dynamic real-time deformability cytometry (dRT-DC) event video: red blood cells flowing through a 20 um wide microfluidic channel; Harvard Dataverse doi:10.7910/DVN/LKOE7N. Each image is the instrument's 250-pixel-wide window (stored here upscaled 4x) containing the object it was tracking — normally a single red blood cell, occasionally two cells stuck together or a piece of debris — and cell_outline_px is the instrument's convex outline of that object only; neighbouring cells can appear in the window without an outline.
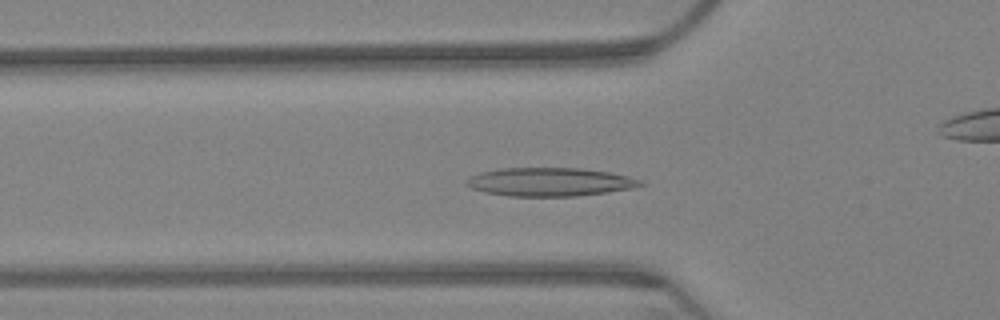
{"species": "Egyptian fruit bat (a non-hibernating species)", "species_latin": "Rousettus aegyptiacus", "temperature_condition": "warm", "stored_images_in_passage": 66, "camera_frame_rate_fps": 3000, "um_per_image_px": 0.085, "animal": {"sex": "female"}, "frame": {"image": 1, "passage_image": 22, "time_ms": 7.0, "image_size_px": [1000, 320], "cell_outline_px": [[644, 184], [636, 188], [576, 196], [508, 196], [484, 192], [472, 188], [464, 184], [464, 180], [480, 172], [500, 168], [580, 168], [608, 172], [628, 176], [640, 180]], "centroid_in_image_um": [46.71, 15.46], "position_along_channel_um": 79.1, "area_um2": 28.9}}
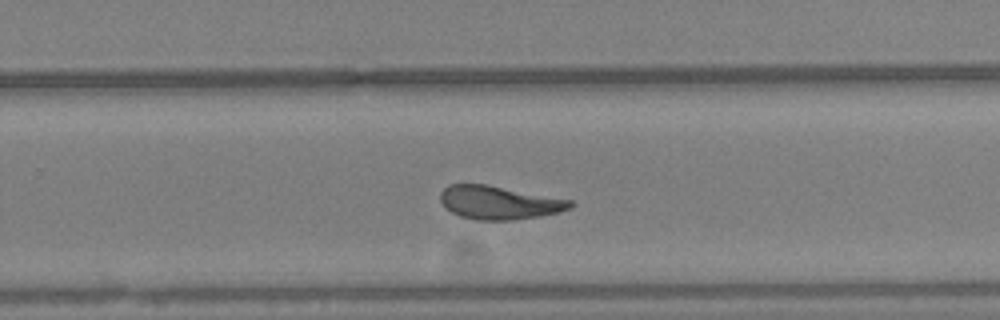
{"frame": {"image": 2, "passage_image": 42, "time_ms": 13.667, "image_size_px": [1000, 320], "cell_outline_px": [[572, 204], [568, 208], [560, 212], [540, 216], [512, 220], [476, 220], [460, 216], [444, 208], [440, 200], [440, 192], [448, 184], [484, 184], [572, 200]], "centroid_in_image_um": [42.37, 17.22], "position_along_channel_um": 287.4, "area_um2": 25.14}}
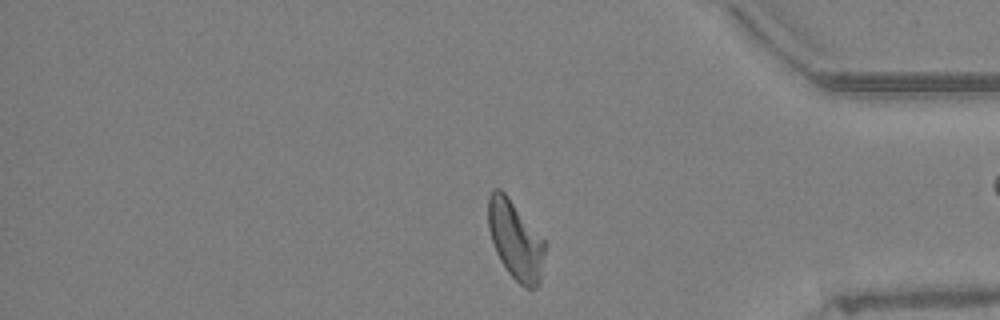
{"frame": {"image": 3, "passage_image": 54, "time_ms": 17.667, "image_size_px": [1000, 320], "cell_outline_px": [[548, 244], [540, 284], [536, 288], [524, 288], [508, 272], [500, 260], [496, 252], [488, 228], [488, 196], [496, 188], [500, 188], [504, 192]], "centroid_in_image_um": [43.85, 20.45], "position_along_channel_um": 391.3, "area_um2": 26.18}, "authors_computed_cell_mechanics": {"area_um2": 26.1834, "velocity_mm_per_s": 3.1317, "shape_relaxation_time_tau1_ms": 10.7214, "shape_relaxation_time_tau2_ms": 2.8218, "deformation_change_tau1": 0.2494, "deformation_change_tau2": 0.1042}}